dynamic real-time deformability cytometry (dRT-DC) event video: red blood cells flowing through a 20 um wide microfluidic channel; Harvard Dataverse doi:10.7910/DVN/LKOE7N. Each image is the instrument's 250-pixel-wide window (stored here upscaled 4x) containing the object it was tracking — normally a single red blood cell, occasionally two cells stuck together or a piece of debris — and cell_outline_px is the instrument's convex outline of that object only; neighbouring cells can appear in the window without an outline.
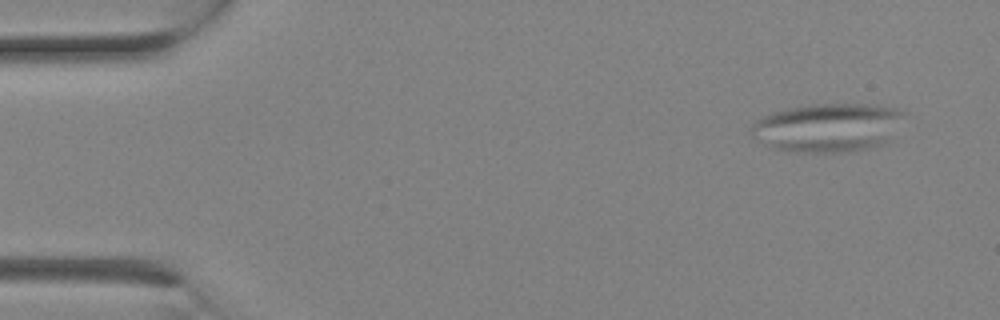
{"species": "Egyptian fruit bat (a non-hibernating species)", "species_latin": "Rousettus aegyptiacus", "temperature_condition": "room temperature", "stored_images_in_passage": 2, "camera_frame_rate_fps": 3000, "um_per_image_px": 0.085, "animal": {"sex": "female"}, "frame": {"image": 1, "passage_image": 1, "time_ms": 0.0, "image_size_px": [1000, 320], "cell_outline_px": [[908, 112], [884, 144], [852, 152], [784, 152], [764, 144], [752, 136], [752, 124], [756, 120], [772, 112], [792, 108], [816, 104], [876, 104], [900, 108]], "centroid_in_image_um": [70.4, 10.84], "position_along_channel_um": 14.6, "area_um2": 43.58}}